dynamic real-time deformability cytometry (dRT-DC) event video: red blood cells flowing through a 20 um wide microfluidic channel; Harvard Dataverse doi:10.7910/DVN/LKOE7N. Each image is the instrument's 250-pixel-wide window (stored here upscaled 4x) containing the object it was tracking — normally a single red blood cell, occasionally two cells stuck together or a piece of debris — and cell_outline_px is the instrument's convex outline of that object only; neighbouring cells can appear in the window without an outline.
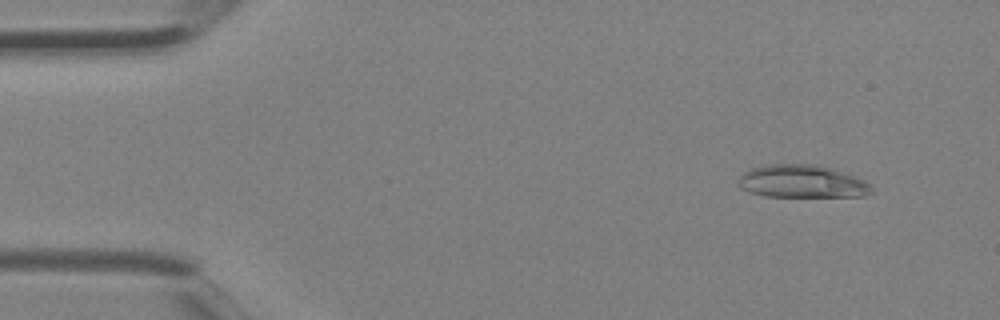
{"species": "Egyptian fruit bat (a non-hibernating species)", "species_latin": "Rousettus aegyptiacus", "temperature_condition": "room temperature", "stored_images_in_passage": 3, "camera_frame_rate_fps": 3000, "um_per_image_px": 0.085, "animal": {"sex": "female"}, "frame": {"image": 1, "passage_image": 1, "time_ms": 0.0, "image_size_px": [1000, 320], "cell_outline_px": [[872, 192], [864, 196], [764, 196], [740, 188], [740, 176], [748, 168], [764, 164], [820, 164], [848, 172], [864, 180], [872, 188]], "centroid_in_image_um": [68.2, 15.4], "position_along_channel_um": 16.8, "area_um2": 25.66}}
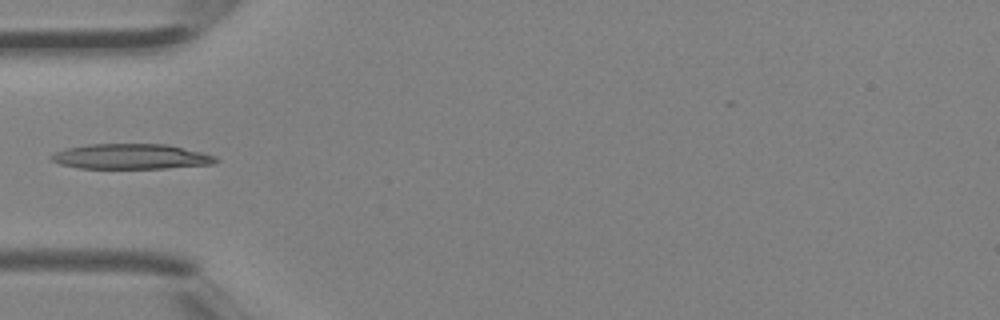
{"frame": {"image": 2, "passage_image": 3, "time_ms": 0.667, "image_size_px": [1000, 320], "cell_outline_px": [[220, 160], [212, 164], [164, 168], [80, 168], [60, 164], [52, 160], [48, 156], [64, 148], [88, 144], [168, 144], [204, 152], [216, 156]], "centroid_in_image_um": [11.16, 13.29], "position_along_channel_um": 73.8, "area_um2": 24.28}}